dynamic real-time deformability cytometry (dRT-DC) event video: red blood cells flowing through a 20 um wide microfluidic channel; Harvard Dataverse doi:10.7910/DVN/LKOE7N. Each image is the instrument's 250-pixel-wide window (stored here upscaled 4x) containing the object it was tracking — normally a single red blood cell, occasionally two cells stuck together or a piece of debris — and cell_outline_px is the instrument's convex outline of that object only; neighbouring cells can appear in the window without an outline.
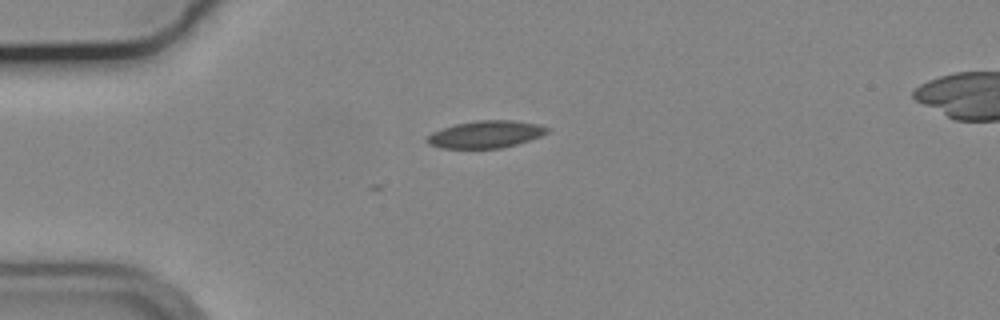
{"species": "common noctule bat (a hibernating species)", "species_latin": "Nyctalus noctula", "temperature_condition": "cold", "stored_images_in_passage": 4, "camera_frame_rate_fps": 3000, "um_per_image_px": 0.085, "animal": {"sex": "male", "body_mass_g": 19.2, "forearm_length_mm": 51.8}, "frame": {"image": 1, "passage_image": 4, "time_ms": 1.0, "image_size_px": [1000, 320], "cell_outline_px": [[552, 128], [548, 132], [540, 136], [516, 144], [500, 148], [440, 148], [428, 144], [424, 140], [432, 132], [456, 124], [476, 120], [516, 120], [540, 124]], "centroid_in_image_um": [41.3, 11.41], "position_along_channel_um": 43.7, "area_um2": 19.13}}